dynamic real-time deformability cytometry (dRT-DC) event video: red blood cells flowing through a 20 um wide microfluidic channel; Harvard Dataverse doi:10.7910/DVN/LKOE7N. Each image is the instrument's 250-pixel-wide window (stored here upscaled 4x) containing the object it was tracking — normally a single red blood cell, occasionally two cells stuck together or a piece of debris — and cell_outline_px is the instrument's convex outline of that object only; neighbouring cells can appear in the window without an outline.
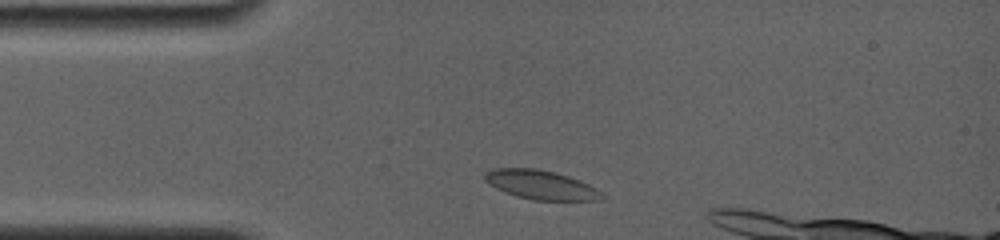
{"species": "common noctule bat (a hibernating species)", "species_latin": "Nyctalus noctula", "temperature_condition": "room temperature", "stored_images_in_passage": 46, "camera_frame_rate_fps": 4000, "um_per_image_px": 0.085, "animal": {"sex": "female", "body_mass_g": 19.0, "forearm_length_mm": 56.7}, "frame": {"image": 1, "passage_image": 4, "time_ms": 0.75, "image_size_px": [1000, 240], "cell_outline_px": [[604, 200], [532, 200], [516, 196], [504, 192], [488, 184], [484, 180], [484, 172], [492, 168], [536, 168], [556, 172], [580, 180], [596, 188], [604, 196]], "centroid_in_image_um": [45.94, 15.7], "position_along_channel_um": 39.1, "area_um2": 20.06}}
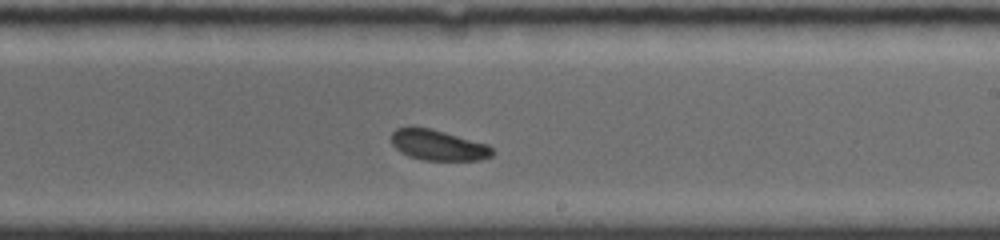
{"frame": {"image": 2, "passage_image": 27, "time_ms": 7.0, "image_size_px": [1000, 240], "cell_outline_px": [[496, 152], [492, 156], [480, 160], [424, 160], [408, 156], [400, 152], [392, 144], [392, 132], [396, 128], [432, 128], [488, 144]], "centroid_in_image_um": [37.28, 12.35], "position_along_channel_um": 251.7, "area_um2": 17.98}}
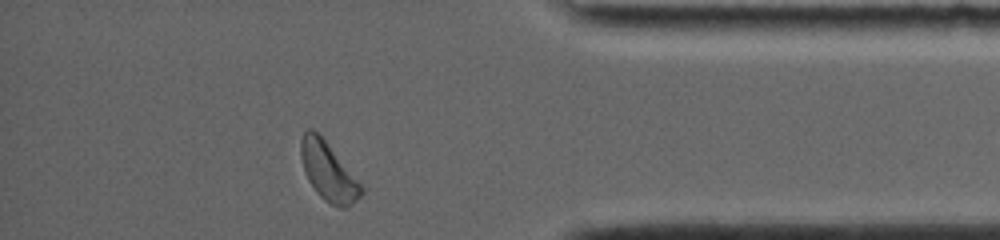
{"frame": {"image": 3, "passage_image": 43, "time_ms": 11.5, "image_size_px": [1000, 240], "cell_outline_px": [[364, 192], [352, 204], [344, 208], [340, 208], [324, 200], [316, 192], [308, 180], [304, 172], [300, 156], [300, 140], [304, 132], [308, 128], [312, 128], [324, 140], [364, 188]], "centroid_in_image_um": [27.87, 14.59], "position_along_channel_um": 407.3, "area_um2": 20.17}}